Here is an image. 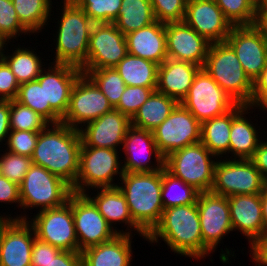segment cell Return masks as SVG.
Returning a JSON list of instances; mask_svg holds the SVG:
<instances>
[{
    "mask_svg": "<svg viewBox=\"0 0 267 266\" xmlns=\"http://www.w3.org/2000/svg\"><path fill=\"white\" fill-rule=\"evenodd\" d=\"M81 145L78 129L63 123L48 124L39 132L31 160L72 187L79 170Z\"/></svg>",
    "mask_w": 267,
    "mask_h": 266,
    "instance_id": "cell-1",
    "label": "cell"
},
{
    "mask_svg": "<svg viewBox=\"0 0 267 266\" xmlns=\"http://www.w3.org/2000/svg\"><path fill=\"white\" fill-rule=\"evenodd\" d=\"M161 239L174 254L192 257L197 261L211 253L203 245L196 203L173 206L163 210L159 224L147 236L146 241L157 243Z\"/></svg>",
    "mask_w": 267,
    "mask_h": 266,
    "instance_id": "cell-2",
    "label": "cell"
},
{
    "mask_svg": "<svg viewBox=\"0 0 267 266\" xmlns=\"http://www.w3.org/2000/svg\"><path fill=\"white\" fill-rule=\"evenodd\" d=\"M120 179L122 183H118V188L126 198L130 215L148 236L159 224L164 210L161 201L162 170L123 172Z\"/></svg>",
    "mask_w": 267,
    "mask_h": 266,
    "instance_id": "cell-3",
    "label": "cell"
},
{
    "mask_svg": "<svg viewBox=\"0 0 267 266\" xmlns=\"http://www.w3.org/2000/svg\"><path fill=\"white\" fill-rule=\"evenodd\" d=\"M64 5V6H63ZM56 34V64L82 68L87 60L88 45L93 22L75 2H64Z\"/></svg>",
    "mask_w": 267,
    "mask_h": 266,
    "instance_id": "cell-4",
    "label": "cell"
},
{
    "mask_svg": "<svg viewBox=\"0 0 267 266\" xmlns=\"http://www.w3.org/2000/svg\"><path fill=\"white\" fill-rule=\"evenodd\" d=\"M202 68L237 104H250L253 81L226 42L211 43Z\"/></svg>",
    "mask_w": 267,
    "mask_h": 266,
    "instance_id": "cell-5",
    "label": "cell"
},
{
    "mask_svg": "<svg viewBox=\"0 0 267 266\" xmlns=\"http://www.w3.org/2000/svg\"><path fill=\"white\" fill-rule=\"evenodd\" d=\"M201 142L188 145L164 158L165 169L174 177L191 185L198 192L211 191L217 161Z\"/></svg>",
    "mask_w": 267,
    "mask_h": 266,
    "instance_id": "cell-6",
    "label": "cell"
},
{
    "mask_svg": "<svg viewBox=\"0 0 267 266\" xmlns=\"http://www.w3.org/2000/svg\"><path fill=\"white\" fill-rule=\"evenodd\" d=\"M118 153L116 149L81 146L79 170L77 179L71 187L72 191L85 194L90 188L117 187L118 184L113 183L114 176L119 174L121 178L123 175Z\"/></svg>",
    "mask_w": 267,
    "mask_h": 266,
    "instance_id": "cell-7",
    "label": "cell"
},
{
    "mask_svg": "<svg viewBox=\"0 0 267 266\" xmlns=\"http://www.w3.org/2000/svg\"><path fill=\"white\" fill-rule=\"evenodd\" d=\"M21 208H56L64 205L73 193L71 186L45 168L31 164L19 185Z\"/></svg>",
    "mask_w": 267,
    "mask_h": 266,
    "instance_id": "cell-8",
    "label": "cell"
},
{
    "mask_svg": "<svg viewBox=\"0 0 267 266\" xmlns=\"http://www.w3.org/2000/svg\"><path fill=\"white\" fill-rule=\"evenodd\" d=\"M265 179L251 159L217 160L211 192L226 197L241 194H261Z\"/></svg>",
    "mask_w": 267,
    "mask_h": 266,
    "instance_id": "cell-9",
    "label": "cell"
},
{
    "mask_svg": "<svg viewBox=\"0 0 267 266\" xmlns=\"http://www.w3.org/2000/svg\"><path fill=\"white\" fill-rule=\"evenodd\" d=\"M200 122L221 116L237 103L201 68L180 102Z\"/></svg>",
    "mask_w": 267,
    "mask_h": 266,
    "instance_id": "cell-10",
    "label": "cell"
},
{
    "mask_svg": "<svg viewBox=\"0 0 267 266\" xmlns=\"http://www.w3.org/2000/svg\"><path fill=\"white\" fill-rule=\"evenodd\" d=\"M71 207L78 241V252L112 240L117 234H131L111 227L94 203L85 195L72 193Z\"/></svg>",
    "mask_w": 267,
    "mask_h": 266,
    "instance_id": "cell-11",
    "label": "cell"
},
{
    "mask_svg": "<svg viewBox=\"0 0 267 266\" xmlns=\"http://www.w3.org/2000/svg\"><path fill=\"white\" fill-rule=\"evenodd\" d=\"M28 222L33 226L38 240L62 251L78 252L71 195L64 205L41 210Z\"/></svg>",
    "mask_w": 267,
    "mask_h": 266,
    "instance_id": "cell-12",
    "label": "cell"
},
{
    "mask_svg": "<svg viewBox=\"0 0 267 266\" xmlns=\"http://www.w3.org/2000/svg\"><path fill=\"white\" fill-rule=\"evenodd\" d=\"M113 109L98 86L86 74L82 73L71 90L69 107L61 123L79 130L86 123ZM79 126L81 127L79 128Z\"/></svg>",
    "mask_w": 267,
    "mask_h": 266,
    "instance_id": "cell-13",
    "label": "cell"
},
{
    "mask_svg": "<svg viewBox=\"0 0 267 266\" xmlns=\"http://www.w3.org/2000/svg\"><path fill=\"white\" fill-rule=\"evenodd\" d=\"M156 146L165 158L170 153L201 141V123L181 103L152 131Z\"/></svg>",
    "mask_w": 267,
    "mask_h": 266,
    "instance_id": "cell-14",
    "label": "cell"
},
{
    "mask_svg": "<svg viewBox=\"0 0 267 266\" xmlns=\"http://www.w3.org/2000/svg\"><path fill=\"white\" fill-rule=\"evenodd\" d=\"M81 74L82 70L75 66L53 63L37 77L44 84L45 105H50V124L61 123L66 115L71 90Z\"/></svg>",
    "mask_w": 267,
    "mask_h": 266,
    "instance_id": "cell-15",
    "label": "cell"
},
{
    "mask_svg": "<svg viewBox=\"0 0 267 266\" xmlns=\"http://www.w3.org/2000/svg\"><path fill=\"white\" fill-rule=\"evenodd\" d=\"M127 54L125 35L114 23H94L81 69L114 68Z\"/></svg>",
    "mask_w": 267,
    "mask_h": 266,
    "instance_id": "cell-16",
    "label": "cell"
},
{
    "mask_svg": "<svg viewBox=\"0 0 267 266\" xmlns=\"http://www.w3.org/2000/svg\"><path fill=\"white\" fill-rule=\"evenodd\" d=\"M203 245L212 253L226 234L233 231L228 197L211 191L197 198Z\"/></svg>",
    "mask_w": 267,
    "mask_h": 266,
    "instance_id": "cell-17",
    "label": "cell"
},
{
    "mask_svg": "<svg viewBox=\"0 0 267 266\" xmlns=\"http://www.w3.org/2000/svg\"><path fill=\"white\" fill-rule=\"evenodd\" d=\"M27 215L8 219L0 230V266H32V246L36 239Z\"/></svg>",
    "mask_w": 267,
    "mask_h": 266,
    "instance_id": "cell-18",
    "label": "cell"
},
{
    "mask_svg": "<svg viewBox=\"0 0 267 266\" xmlns=\"http://www.w3.org/2000/svg\"><path fill=\"white\" fill-rule=\"evenodd\" d=\"M225 42L234 50L243 70L254 81L267 65V39L254 24L233 26Z\"/></svg>",
    "mask_w": 267,
    "mask_h": 266,
    "instance_id": "cell-19",
    "label": "cell"
},
{
    "mask_svg": "<svg viewBox=\"0 0 267 266\" xmlns=\"http://www.w3.org/2000/svg\"><path fill=\"white\" fill-rule=\"evenodd\" d=\"M166 51L170 59L203 67L211 43L184 21L165 24Z\"/></svg>",
    "mask_w": 267,
    "mask_h": 266,
    "instance_id": "cell-20",
    "label": "cell"
},
{
    "mask_svg": "<svg viewBox=\"0 0 267 266\" xmlns=\"http://www.w3.org/2000/svg\"><path fill=\"white\" fill-rule=\"evenodd\" d=\"M183 21L210 43L225 42L233 28L215 0H188Z\"/></svg>",
    "mask_w": 267,
    "mask_h": 266,
    "instance_id": "cell-21",
    "label": "cell"
},
{
    "mask_svg": "<svg viewBox=\"0 0 267 266\" xmlns=\"http://www.w3.org/2000/svg\"><path fill=\"white\" fill-rule=\"evenodd\" d=\"M126 154L123 172H155L164 168V157L158 151L153 133L145 129L130 126L122 144ZM154 155L155 163H151ZM153 164V165H150Z\"/></svg>",
    "mask_w": 267,
    "mask_h": 266,
    "instance_id": "cell-22",
    "label": "cell"
},
{
    "mask_svg": "<svg viewBox=\"0 0 267 266\" xmlns=\"http://www.w3.org/2000/svg\"><path fill=\"white\" fill-rule=\"evenodd\" d=\"M232 228L243 234L252 248L266 233L262 216L261 194L228 197Z\"/></svg>",
    "mask_w": 267,
    "mask_h": 266,
    "instance_id": "cell-23",
    "label": "cell"
},
{
    "mask_svg": "<svg viewBox=\"0 0 267 266\" xmlns=\"http://www.w3.org/2000/svg\"><path fill=\"white\" fill-rule=\"evenodd\" d=\"M131 119L120 111L113 109L99 118L85 124L79 129L81 146L103 147L118 150L122 146Z\"/></svg>",
    "mask_w": 267,
    "mask_h": 266,
    "instance_id": "cell-24",
    "label": "cell"
},
{
    "mask_svg": "<svg viewBox=\"0 0 267 266\" xmlns=\"http://www.w3.org/2000/svg\"><path fill=\"white\" fill-rule=\"evenodd\" d=\"M201 66L167 58L158 66L156 91L180 103L188 94Z\"/></svg>",
    "mask_w": 267,
    "mask_h": 266,
    "instance_id": "cell-25",
    "label": "cell"
},
{
    "mask_svg": "<svg viewBox=\"0 0 267 266\" xmlns=\"http://www.w3.org/2000/svg\"><path fill=\"white\" fill-rule=\"evenodd\" d=\"M128 53L161 65L167 58L165 24L155 21L125 35Z\"/></svg>",
    "mask_w": 267,
    "mask_h": 266,
    "instance_id": "cell-26",
    "label": "cell"
},
{
    "mask_svg": "<svg viewBox=\"0 0 267 266\" xmlns=\"http://www.w3.org/2000/svg\"><path fill=\"white\" fill-rule=\"evenodd\" d=\"M132 234H117L112 240L84 249L82 266H131Z\"/></svg>",
    "mask_w": 267,
    "mask_h": 266,
    "instance_id": "cell-27",
    "label": "cell"
},
{
    "mask_svg": "<svg viewBox=\"0 0 267 266\" xmlns=\"http://www.w3.org/2000/svg\"><path fill=\"white\" fill-rule=\"evenodd\" d=\"M250 109L251 107L243 104H237L232 108L229 153H232L234 159H251L262 141L258 135L260 131L256 130L254 123L252 125L251 121L244 117L250 113Z\"/></svg>",
    "mask_w": 267,
    "mask_h": 266,
    "instance_id": "cell-28",
    "label": "cell"
},
{
    "mask_svg": "<svg viewBox=\"0 0 267 266\" xmlns=\"http://www.w3.org/2000/svg\"><path fill=\"white\" fill-rule=\"evenodd\" d=\"M97 195L91 197L89 193L85 195L94 203L100 214L106 219L107 223L112 227V223L120 222L127 225V230L133 228V231L147 239V235L133 221L126 198L122 191L117 187L96 188ZM100 192H99V191ZM130 227V229L128 228Z\"/></svg>",
    "mask_w": 267,
    "mask_h": 266,
    "instance_id": "cell-29",
    "label": "cell"
},
{
    "mask_svg": "<svg viewBox=\"0 0 267 266\" xmlns=\"http://www.w3.org/2000/svg\"><path fill=\"white\" fill-rule=\"evenodd\" d=\"M177 104L175 99L154 91L131 118V125L152 132L170 115Z\"/></svg>",
    "mask_w": 267,
    "mask_h": 266,
    "instance_id": "cell-30",
    "label": "cell"
},
{
    "mask_svg": "<svg viewBox=\"0 0 267 266\" xmlns=\"http://www.w3.org/2000/svg\"><path fill=\"white\" fill-rule=\"evenodd\" d=\"M158 66L128 53L114 68L126 86L157 87Z\"/></svg>",
    "mask_w": 267,
    "mask_h": 266,
    "instance_id": "cell-31",
    "label": "cell"
},
{
    "mask_svg": "<svg viewBox=\"0 0 267 266\" xmlns=\"http://www.w3.org/2000/svg\"><path fill=\"white\" fill-rule=\"evenodd\" d=\"M231 126L232 109L221 116L201 123L200 142L217 158L222 159V155L229 153Z\"/></svg>",
    "mask_w": 267,
    "mask_h": 266,
    "instance_id": "cell-32",
    "label": "cell"
},
{
    "mask_svg": "<svg viewBox=\"0 0 267 266\" xmlns=\"http://www.w3.org/2000/svg\"><path fill=\"white\" fill-rule=\"evenodd\" d=\"M155 21L150 0H122L119 16L113 23L126 35Z\"/></svg>",
    "mask_w": 267,
    "mask_h": 266,
    "instance_id": "cell-33",
    "label": "cell"
},
{
    "mask_svg": "<svg viewBox=\"0 0 267 266\" xmlns=\"http://www.w3.org/2000/svg\"><path fill=\"white\" fill-rule=\"evenodd\" d=\"M12 2L19 21L30 33L37 34L48 24L52 0H12Z\"/></svg>",
    "mask_w": 267,
    "mask_h": 266,
    "instance_id": "cell-34",
    "label": "cell"
},
{
    "mask_svg": "<svg viewBox=\"0 0 267 266\" xmlns=\"http://www.w3.org/2000/svg\"><path fill=\"white\" fill-rule=\"evenodd\" d=\"M12 54H4L3 60L11 68L19 84L34 81L40 75L42 68L41 57L37 56L33 50L20 46L15 48Z\"/></svg>",
    "mask_w": 267,
    "mask_h": 266,
    "instance_id": "cell-35",
    "label": "cell"
},
{
    "mask_svg": "<svg viewBox=\"0 0 267 266\" xmlns=\"http://www.w3.org/2000/svg\"><path fill=\"white\" fill-rule=\"evenodd\" d=\"M199 193L191 185L170 174L165 167L162 169L161 201L164 209L194 204L197 202Z\"/></svg>",
    "mask_w": 267,
    "mask_h": 266,
    "instance_id": "cell-36",
    "label": "cell"
},
{
    "mask_svg": "<svg viewBox=\"0 0 267 266\" xmlns=\"http://www.w3.org/2000/svg\"><path fill=\"white\" fill-rule=\"evenodd\" d=\"M107 97L115 108L125 91L126 84L115 68L81 69Z\"/></svg>",
    "mask_w": 267,
    "mask_h": 266,
    "instance_id": "cell-37",
    "label": "cell"
},
{
    "mask_svg": "<svg viewBox=\"0 0 267 266\" xmlns=\"http://www.w3.org/2000/svg\"><path fill=\"white\" fill-rule=\"evenodd\" d=\"M49 123L30 107L10 101V130L41 132Z\"/></svg>",
    "mask_w": 267,
    "mask_h": 266,
    "instance_id": "cell-38",
    "label": "cell"
},
{
    "mask_svg": "<svg viewBox=\"0 0 267 266\" xmlns=\"http://www.w3.org/2000/svg\"><path fill=\"white\" fill-rule=\"evenodd\" d=\"M232 26H250L256 23L255 6L250 0H215Z\"/></svg>",
    "mask_w": 267,
    "mask_h": 266,
    "instance_id": "cell-39",
    "label": "cell"
},
{
    "mask_svg": "<svg viewBox=\"0 0 267 266\" xmlns=\"http://www.w3.org/2000/svg\"><path fill=\"white\" fill-rule=\"evenodd\" d=\"M15 100L30 107L50 124V105H45L44 84L37 80L20 84Z\"/></svg>",
    "mask_w": 267,
    "mask_h": 266,
    "instance_id": "cell-40",
    "label": "cell"
},
{
    "mask_svg": "<svg viewBox=\"0 0 267 266\" xmlns=\"http://www.w3.org/2000/svg\"><path fill=\"white\" fill-rule=\"evenodd\" d=\"M93 23H113L119 16L122 0H77Z\"/></svg>",
    "mask_w": 267,
    "mask_h": 266,
    "instance_id": "cell-41",
    "label": "cell"
},
{
    "mask_svg": "<svg viewBox=\"0 0 267 266\" xmlns=\"http://www.w3.org/2000/svg\"><path fill=\"white\" fill-rule=\"evenodd\" d=\"M32 164L31 157L6 152L0 155V166L2 176L11 182L20 185Z\"/></svg>",
    "mask_w": 267,
    "mask_h": 266,
    "instance_id": "cell-42",
    "label": "cell"
},
{
    "mask_svg": "<svg viewBox=\"0 0 267 266\" xmlns=\"http://www.w3.org/2000/svg\"><path fill=\"white\" fill-rule=\"evenodd\" d=\"M157 87L126 86L118 105L114 108L130 119Z\"/></svg>",
    "mask_w": 267,
    "mask_h": 266,
    "instance_id": "cell-43",
    "label": "cell"
},
{
    "mask_svg": "<svg viewBox=\"0 0 267 266\" xmlns=\"http://www.w3.org/2000/svg\"><path fill=\"white\" fill-rule=\"evenodd\" d=\"M20 33L31 34L19 21L12 0H0V34L11 41Z\"/></svg>",
    "mask_w": 267,
    "mask_h": 266,
    "instance_id": "cell-44",
    "label": "cell"
},
{
    "mask_svg": "<svg viewBox=\"0 0 267 266\" xmlns=\"http://www.w3.org/2000/svg\"><path fill=\"white\" fill-rule=\"evenodd\" d=\"M188 0H150L156 21L161 23L184 20Z\"/></svg>",
    "mask_w": 267,
    "mask_h": 266,
    "instance_id": "cell-45",
    "label": "cell"
},
{
    "mask_svg": "<svg viewBox=\"0 0 267 266\" xmlns=\"http://www.w3.org/2000/svg\"><path fill=\"white\" fill-rule=\"evenodd\" d=\"M39 132L10 130L4 145L9 152L31 157L38 140Z\"/></svg>",
    "mask_w": 267,
    "mask_h": 266,
    "instance_id": "cell-46",
    "label": "cell"
},
{
    "mask_svg": "<svg viewBox=\"0 0 267 266\" xmlns=\"http://www.w3.org/2000/svg\"><path fill=\"white\" fill-rule=\"evenodd\" d=\"M19 82L8 64L0 61V100H14L19 91Z\"/></svg>",
    "mask_w": 267,
    "mask_h": 266,
    "instance_id": "cell-47",
    "label": "cell"
},
{
    "mask_svg": "<svg viewBox=\"0 0 267 266\" xmlns=\"http://www.w3.org/2000/svg\"><path fill=\"white\" fill-rule=\"evenodd\" d=\"M61 251V249L36 238L32 246L31 265L41 266V264H45L48 261L55 259Z\"/></svg>",
    "mask_w": 267,
    "mask_h": 266,
    "instance_id": "cell-48",
    "label": "cell"
},
{
    "mask_svg": "<svg viewBox=\"0 0 267 266\" xmlns=\"http://www.w3.org/2000/svg\"><path fill=\"white\" fill-rule=\"evenodd\" d=\"M249 107H259L267 111V65L253 81V93Z\"/></svg>",
    "mask_w": 267,
    "mask_h": 266,
    "instance_id": "cell-49",
    "label": "cell"
},
{
    "mask_svg": "<svg viewBox=\"0 0 267 266\" xmlns=\"http://www.w3.org/2000/svg\"><path fill=\"white\" fill-rule=\"evenodd\" d=\"M11 204L18 203L21 207L20 189L19 185L11 182L6 177H0V203Z\"/></svg>",
    "mask_w": 267,
    "mask_h": 266,
    "instance_id": "cell-50",
    "label": "cell"
},
{
    "mask_svg": "<svg viewBox=\"0 0 267 266\" xmlns=\"http://www.w3.org/2000/svg\"><path fill=\"white\" fill-rule=\"evenodd\" d=\"M41 266H82V253L61 251L55 259L41 264Z\"/></svg>",
    "mask_w": 267,
    "mask_h": 266,
    "instance_id": "cell-51",
    "label": "cell"
},
{
    "mask_svg": "<svg viewBox=\"0 0 267 266\" xmlns=\"http://www.w3.org/2000/svg\"><path fill=\"white\" fill-rule=\"evenodd\" d=\"M10 132V101L0 100V142L7 140Z\"/></svg>",
    "mask_w": 267,
    "mask_h": 266,
    "instance_id": "cell-52",
    "label": "cell"
},
{
    "mask_svg": "<svg viewBox=\"0 0 267 266\" xmlns=\"http://www.w3.org/2000/svg\"><path fill=\"white\" fill-rule=\"evenodd\" d=\"M249 251L256 266H267V233Z\"/></svg>",
    "mask_w": 267,
    "mask_h": 266,
    "instance_id": "cell-53",
    "label": "cell"
},
{
    "mask_svg": "<svg viewBox=\"0 0 267 266\" xmlns=\"http://www.w3.org/2000/svg\"><path fill=\"white\" fill-rule=\"evenodd\" d=\"M251 160L262 174L263 178L267 179V142L261 141Z\"/></svg>",
    "mask_w": 267,
    "mask_h": 266,
    "instance_id": "cell-54",
    "label": "cell"
},
{
    "mask_svg": "<svg viewBox=\"0 0 267 266\" xmlns=\"http://www.w3.org/2000/svg\"><path fill=\"white\" fill-rule=\"evenodd\" d=\"M257 19L255 25L261 30L267 39V12L256 13Z\"/></svg>",
    "mask_w": 267,
    "mask_h": 266,
    "instance_id": "cell-55",
    "label": "cell"
},
{
    "mask_svg": "<svg viewBox=\"0 0 267 266\" xmlns=\"http://www.w3.org/2000/svg\"><path fill=\"white\" fill-rule=\"evenodd\" d=\"M261 205H262V216L264 220L265 228L267 229V190L264 188L261 193Z\"/></svg>",
    "mask_w": 267,
    "mask_h": 266,
    "instance_id": "cell-56",
    "label": "cell"
},
{
    "mask_svg": "<svg viewBox=\"0 0 267 266\" xmlns=\"http://www.w3.org/2000/svg\"><path fill=\"white\" fill-rule=\"evenodd\" d=\"M256 13H264L267 12V0H260L258 4L255 6Z\"/></svg>",
    "mask_w": 267,
    "mask_h": 266,
    "instance_id": "cell-57",
    "label": "cell"
},
{
    "mask_svg": "<svg viewBox=\"0 0 267 266\" xmlns=\"http://www.w3.org/2000/svg\"><path fill=\"white\" fill-rule=\"evenodd\" d=\"M7 42V43H6ZM9 43V41L3 36L0 34V61L3 60V57H4V50H6V45ZM5 48V49H3Z\"/></svg>",
    "mask_w": 267,
    "mask_h": 266,
    "instance_id": "cell-58",
    "label": "cell"
},
{
    "mask_svg": "<svg viewBox=\"0 0 267 266\" xmlns=\"http://www.w3.org/2000/svg\"><path fill=\"white\" fill-rule=\"evenodd\" d=\"M9 216H11L10 214L9 215H7V216H3V215H1L0 216V230H1V228H2V226L4 225V223L8 220V219H14L13 217H9ZM8 217V218H7Z\"/></svg>",
    "mask_w": 267,
    "mask_h": 266,
    "instance_id": "cell-59",
    "label": "cell"
},
{
    "mask_svg": "<svg viewBox=\"0 0 267 266\" xmlns=\"http://www.w3.org/2000/svg\"><path fill=\"white\" fill-rule=\"evenodd\" d=\"M250 1L253 3L254 6H256L260 0H250Z\"/></svg>",
    "mask_w": 267,
    "mask_h": 266,
    "instance_id": "cell-60",
    "label": "cell"
},
{
    "mask_svg": "<svg viewBox=\"0 0 267 266\" xmlns=\"http://www.w3.org/2000/svg\"><path fill=\"white\" fill-rule=\"evenodd\" d=\"M77 0H62V3H64V2H76Z\"/></svg>",
    "mask_w": 267,
    "mask_h": 266,
    "instance_id": "cell-61",
    "label": "cell"
},
{
    "mask_svg": "<svg viewBox=\"0 0 267 266\" xmlns=\"http://www.w3.org/2000/svg\"><path fill=\"white\" fill-rule=\"evenodd\" d=\"M264 188L267 190V179H265V186Z\"/></svg>",
    "mask_w": 267,
    "mask_h": 266,
    "instance_id": "cell-62",
    "label": "cell"
}]
</instances>
